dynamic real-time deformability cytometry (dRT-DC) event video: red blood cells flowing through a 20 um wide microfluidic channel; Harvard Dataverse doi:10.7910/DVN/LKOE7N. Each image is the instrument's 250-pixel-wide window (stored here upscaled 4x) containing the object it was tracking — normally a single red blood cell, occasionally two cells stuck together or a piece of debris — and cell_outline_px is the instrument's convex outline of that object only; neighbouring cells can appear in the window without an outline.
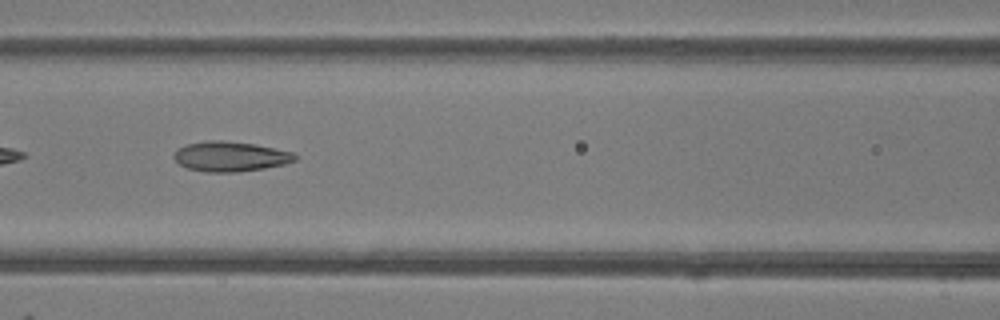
{"species": "common noctule bat (a hibernating species)", "species_latin": "Nyctalus noctula", "temperature_condition": "room temperature", "stored_images_in_passage": 5, "camera_frame_rate_fps": 3000, "um_per_image_px": 0.085, "animal": {"sex": "female"}, "frame": {"image": 1, "passage_image": 5, "time_ms": 5.333, "image_size_px": [1000, 320], "cell_outline_px": [[296, 160], [284, 164], [264, 168], [236, 172], [204, 172], [188, 168], [180, 164], [172, 156], [180, 148], [188, 144], [208, 140], [220, 140], [256, 144], [292, 152], [296, 156]], "centroid_in_image_um": [19.59, 13.3], "position_along_channel_um": 147.0, "area_um2": 20.92}}